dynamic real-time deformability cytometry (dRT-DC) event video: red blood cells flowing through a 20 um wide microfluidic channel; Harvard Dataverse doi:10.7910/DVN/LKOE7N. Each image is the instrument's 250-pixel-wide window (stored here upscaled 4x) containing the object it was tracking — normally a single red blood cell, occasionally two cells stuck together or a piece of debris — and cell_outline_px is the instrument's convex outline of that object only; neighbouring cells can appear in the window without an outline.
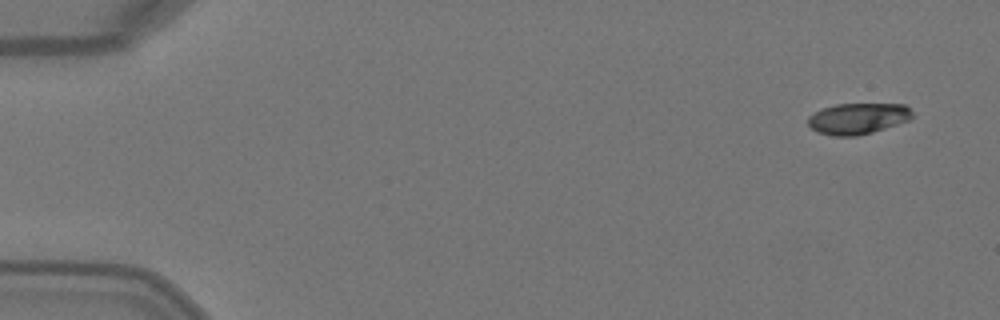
{"species": "Egyptian fruit bat (a non-hibernating species)", "species_latin": "Rousettus aegyptiacus", "temperature_condition": "warm", "stored_images_in_passage": 3, "camera_frame_rate_fps": 3000, "um_per_image_px": 0.085, "animal": {"sex": "female"}, "frame": {"image": 1, "passage_image": 1, "time_ms": 0.0, "image_size_px": [1000, 320], "cell_outline_px": [[912, 116], [908, 120], [872, 132], [856, 136], [836, 136], [816, 132], [808, 124], [808, 116], [820, 108], [836, 104], [904, 104], [912, 112]], "centroid_in_image_um": [72.86, 10.07], "position_along_channel_um": 12.1, "area_um2": 18.79}}
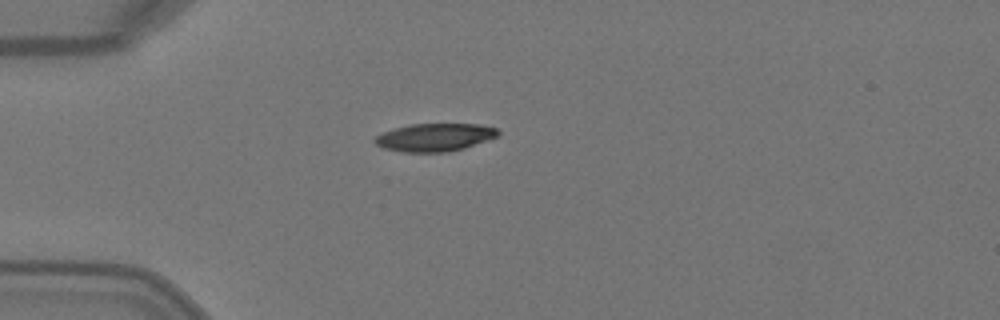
{"frame": {"image": 2, "passage_image": 3, "time_ms": 0.667, "image_size_px": [1000, 320], "cell_outline_px": [[500, 132], [496, 136], [464, 148], [448, 152], [404, 152], [384, 148], [376, 144], [372, 140], [380, 132], [392, 128], [408, 124], [480, 124], [496, 128]], "centroid_in_image_um": [36.88, 11.66], "position_along_channel_um": 48.1, "area_um2": 20.06}}